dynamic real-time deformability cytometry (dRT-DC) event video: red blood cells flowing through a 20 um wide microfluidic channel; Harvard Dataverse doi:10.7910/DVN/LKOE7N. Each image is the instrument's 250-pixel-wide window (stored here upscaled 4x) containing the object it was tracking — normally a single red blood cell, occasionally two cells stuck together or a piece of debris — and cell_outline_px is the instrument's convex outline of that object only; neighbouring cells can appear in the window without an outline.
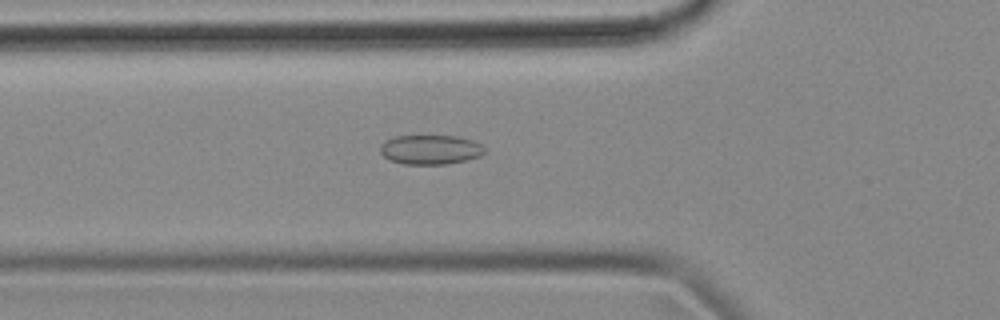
{"species": "common noctule bat (a hibernating species)", "species_latin": "Nyctalus noctula", "temperature_condition": "cold", "stored_images_in_passage": 56, "camera_frame_rate_fps": 3000, "um_per_image_px": 0.085, "animal": {"sex": "female", "body_mass_g": 18.4}, "frame": {"image": 1, "passage_image": 19, "time_ms": 6.0, "image_size_px": [1000, 320], "cell_outline_px": [[484, 152], [480, 156], [448, 164], [404, 164], [392, 160], [384, 156], [380, 152], [380, 144], [384, 140], [396, 136], [460, 136], [484, 144]], "centroid_in_image_um": [36.59, 12.7], "position_along_channel_um": 89.2, "area_um2": 17.98}}
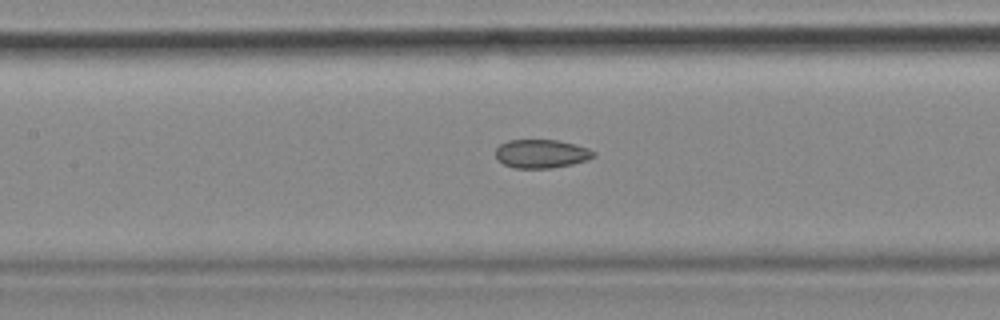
{"frame": {"image": 2, "passage_image": 25, "time_ms": 8.0, "image_size_px": [1000, 320], "cell_outline_px": [[596, 156], [588, 160], [572, 164], [552, 168], [512, 168], [504, 164], [496, 156], [496, 148], [500, 144], [508, 140], [556, 140], [588, 148], [596, 152]], "centroid_in_image_um": [46.03, 13.07], "position_along_channel_um": 161.4, "area_um2": 16.3}}
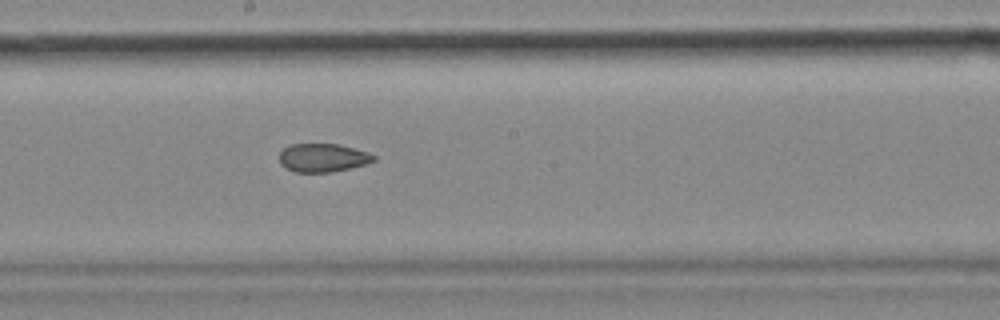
{"frame": {"image": 3, "passage_image": 30, "time_ms": 9.667, "image_size_px": [1000, 320], "cell_outline_px": [[376, 160], [352, 168], [332, 172], [296, 172], [280, 164], [280, 152], [284, 148], [292, 144], [340, 144], [368, 152], [376, 156]], "centroid_in_image_um": [27.47, 13.4], "position_along_channel_um": 220.7, "area_um2": 15.61}, "authors_computed_cell_mechanics": {"area_um2": 17.5134, "velocity_mm_per_s": 3.5815, "shape_relaxation_time_tau1_ms": null, "shape_relaxation_time_tau2_ms": 4.2396, "deformation_change_tau1": null, "deformation_change_tau2": 0.0914}}